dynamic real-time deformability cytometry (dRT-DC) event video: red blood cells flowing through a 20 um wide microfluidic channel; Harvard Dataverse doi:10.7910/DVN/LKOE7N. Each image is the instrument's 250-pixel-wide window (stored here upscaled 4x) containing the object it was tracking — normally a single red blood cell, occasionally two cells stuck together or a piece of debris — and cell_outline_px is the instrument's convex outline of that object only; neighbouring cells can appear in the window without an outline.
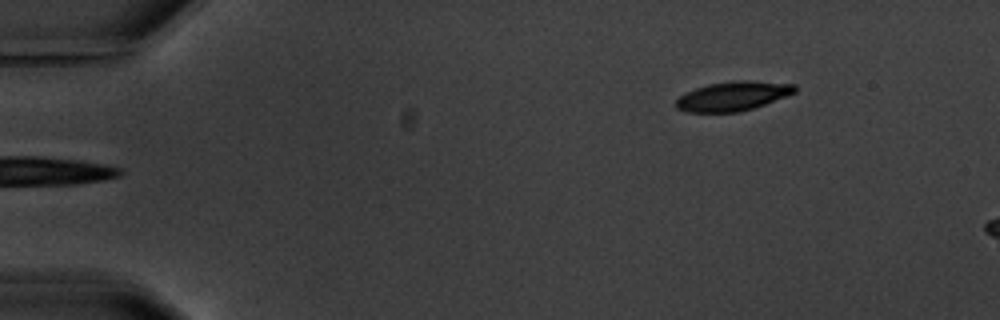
{"species": "common noctule bat (a hibernating species)", "species_latin": "Nyctalus noctula", "temperature_condition": "warm", "stored_images_in_passage": 6, "segment_of_instrument_passage": [2, 2], "camera_frame_rate_fps": 3000, "um_per_image_px": 0.085, "animal": {"sex": "male", "body_mass_g": 20.1, "forearm_length_mm": 53.5}, "frame": {"image": 1, "passage_image": 6, "time_ms": 6.667, "image_size_px": [1000, 320], "cell_outline_px": [[796, 92], [764, 104], [740, 112], [688, 112], [676, 108], [676, 100], [680, 96], [696, 88], [708, 84], [732, 80], [744, 80], [796, 84]], "centroid_in_image_um": [62.29, 8.16], "position_along_channel_um": 22.7, "area_um2": 20.11}}